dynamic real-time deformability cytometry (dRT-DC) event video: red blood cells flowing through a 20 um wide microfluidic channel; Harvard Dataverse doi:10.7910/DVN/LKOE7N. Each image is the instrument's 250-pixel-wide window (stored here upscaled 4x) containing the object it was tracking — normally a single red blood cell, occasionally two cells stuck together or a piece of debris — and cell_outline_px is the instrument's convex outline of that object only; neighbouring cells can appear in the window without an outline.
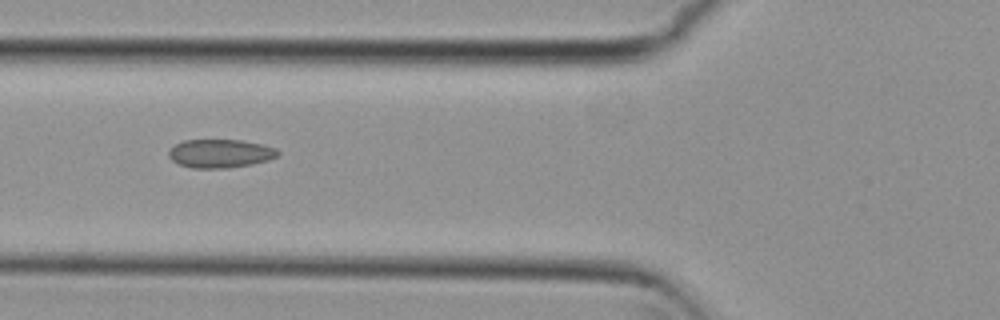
{"species": "common noctule bat (a hibernating species)", "species_latin": "Nyctalus noctula", "temperature_condition": "cold", "stored_images_in_passage": 6, "camera_frame_rate_fps": 3000, "um_per_image_px": 0.085, "animal": {"sex": "female", "body_mass_g": 29.2, "forearm_length_mm": 56.3}, "frame": {"image": 1, "passage_image": 4, "time_ms": 1.0, "image_size_px": [1000, 320], "cell_outline_px": [[280, 152], [276, 156], [268, 160], [252, 164], [228, 168], [192, 168], [180, 164], [172, 160], [168, 156], [168, 152], [176, 144], [184, 140], [240, 140], [264, 144], [276, 148]], "centroid_in_image_um": [18.74, 13.04], "position_along_channel_um": 107.1, "area_um2": 18.09}}
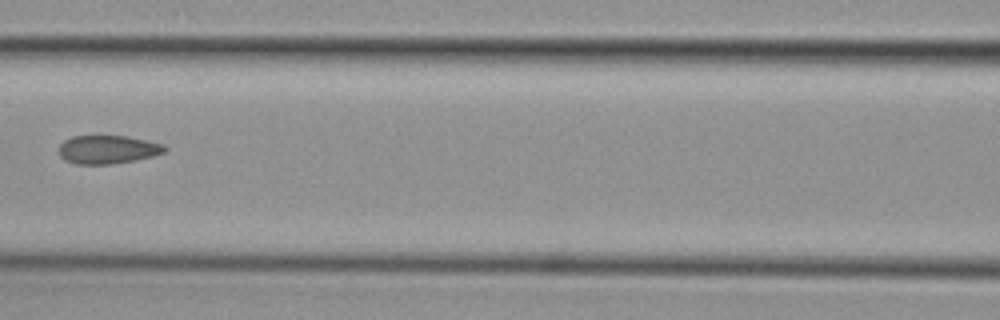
{"frame": {"image": 2, "passage_image": 5, "time_ms": 1.333, "image_size_px": [1000, 320], "cell_outline_px": [[168, 148], [164, 152], [152, 156], [136, 160], [108, 164], [76, 164], [64, 160], [60, 156], [60, 144], [64, 140], [72, 136], [128, 136], [164, 144]], "centroid_in_image_um": [9.16, 12.7], "position_along_channel_um": 157.4, "area_um2": 17.51}}
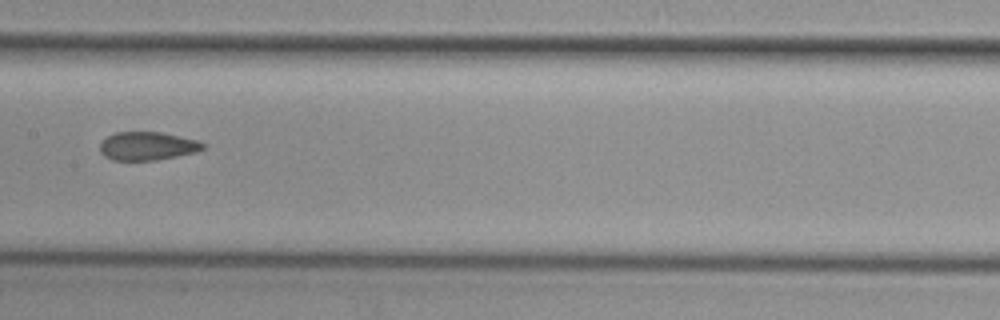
{"frame": {"image": 3, "passage_image": 6, "time_ms": 1.667, "image_size_px": [1000, 320], "cell_outline_px": [[208, 144], [204, 148], [196, 152], [156, 160], [112, 160], [104, 156], [100, 152], [100, 144], [108, 136], [116, 132], [160, 132], [196, 140]], "centroid_in_image_um": [12.53, 12.42], "position_along_channel_um": 194.9, "area_um2": 16.94}}